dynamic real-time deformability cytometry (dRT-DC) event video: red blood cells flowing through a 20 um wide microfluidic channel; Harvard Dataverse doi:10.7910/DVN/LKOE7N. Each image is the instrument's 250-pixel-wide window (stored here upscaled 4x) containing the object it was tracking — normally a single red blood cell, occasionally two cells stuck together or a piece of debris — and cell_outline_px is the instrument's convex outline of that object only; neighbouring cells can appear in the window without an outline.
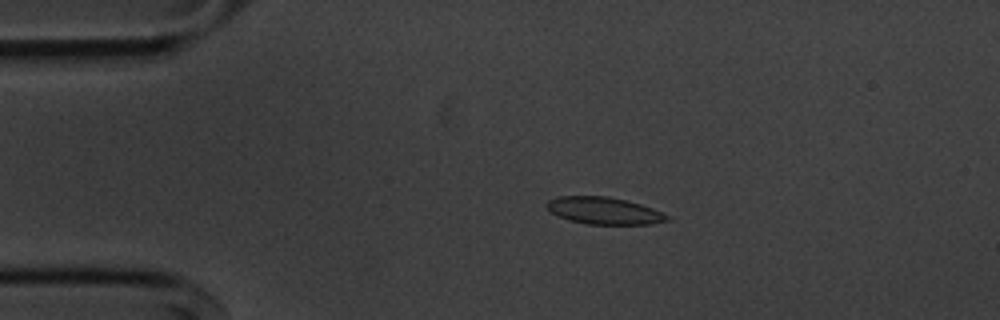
{"species": "common noctule bat (a hibernating species)", "species_latin": "Nyctalus noctula", "temperature_condition": "cold", "stored_images_in_passage": 54, "camera_frame_rate_fps": 3000, "um_per_image_px": 0.085, "animal": {"sex": "male", "body_mass_g": 20.1, "forearm_length_mm": 53.5}, "frame": {"image": 1, "passage_image": 10, "time_ms": 3.0, "image_size_px": [1000, 320], "cell_outline_px": [[672, 220], [648, 224], [588, 224], [572, 220], [560, 216], [552, 212], [544, 204], [548, 200], [556, 196], [608, 196], [640, 204], [652, 208], [668, 216]], "centroid_in_image_um": [51.33, 17.9], "position_along_channel_um": 33.7, "area_um2": 18.73}}
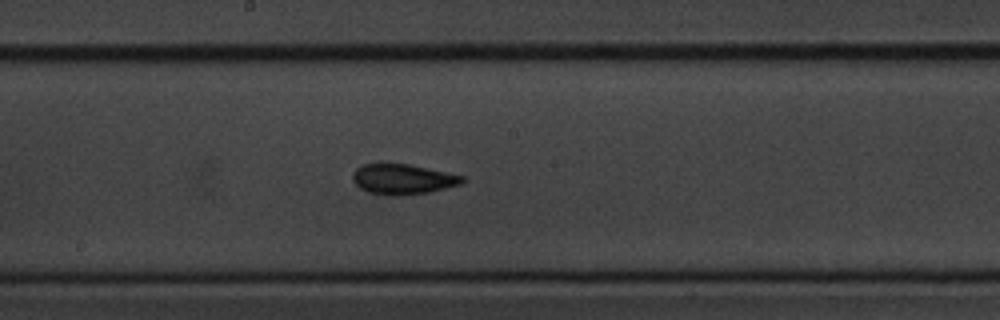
{"frame": {"image": 2, "passage_image": 28, "time_ms": 9.0, "image_size_px": [1000, 320], "cell_outline_px": [[464, 180], [460, 184], [428, 192], [404, 196], [392, 196], [368, 192], [360, 188], [352, 180], [352, 176], [356, 168], [364, 164], [408, 164], [464, 176]], "centroid_in_image_um": [34.2, 15.24], "position_along_channel_um": 214.0, "area_um2": 19.13}}
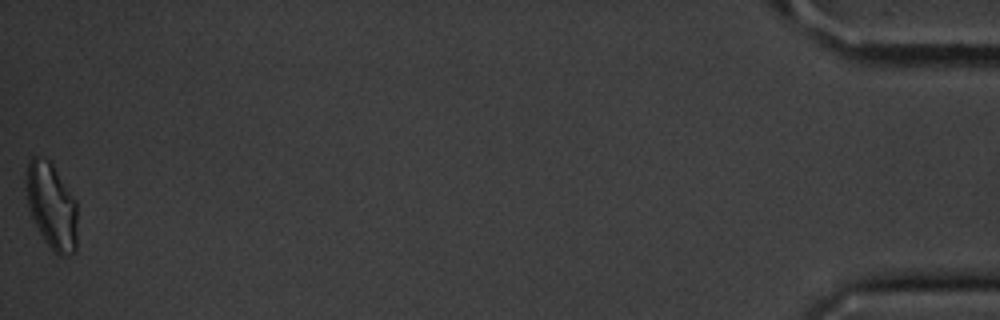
{"frame": {"image": 3, "passage_image": 54, "time_ms": 17.667, "image_size_px": [1000, 320], "cell_outline_px": [[76, 252], [68, 256], [60, 256], [44, 240], [32, 216], [28, 204], [24, 180], [28, 160], [32, 156], [44, 156], [52, 164], [76, 200]], "centroid_in_image_um": [4.37, 17.47], "position_along_channel_um": 430.8, "area_um2": 25.72}, "authors_computed_cell_mechanics": {"area_um2": 18.785, "velocity_mm_per_s": 3.6199, "shape_relaxation_time_tau1_ms": 3.4708, "shape_relaxation_time_tau2_ms": 2.274, "deformation_change_tau1": 0.1164, "deformation_change_tau2": 0.0709}}